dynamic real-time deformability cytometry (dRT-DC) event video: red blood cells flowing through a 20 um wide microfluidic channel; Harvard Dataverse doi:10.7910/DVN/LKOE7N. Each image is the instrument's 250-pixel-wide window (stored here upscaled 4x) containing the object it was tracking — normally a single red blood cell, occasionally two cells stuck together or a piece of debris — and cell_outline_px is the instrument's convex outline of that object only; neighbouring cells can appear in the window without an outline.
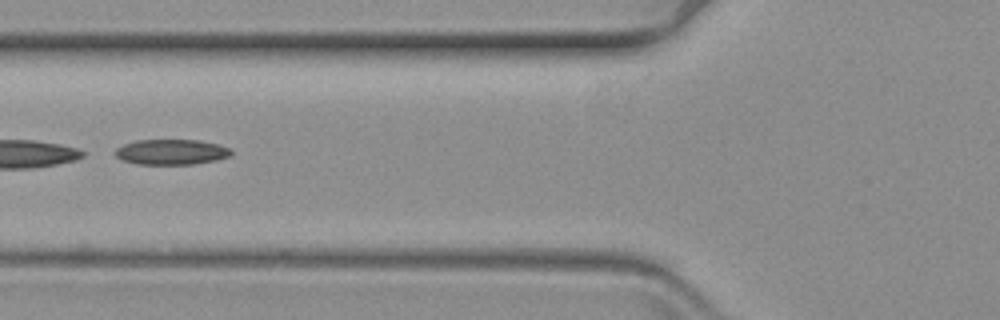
{"species": "common noctule bat (a hibernating species)", "species_latin": "Nyctalus noctula", "temperature_condition": "warm", "stored_images_in_passage": 52, "segment_of_instrument_passage": [2, 2], "camera_frame_rate_fps": 3000, "um_per_image_px": 0.085, "animal": {"sex": "female", "body_mass_g": 19.3, "forearm_length_mm": 54.1}, "frame": {"image": 1, "passage_image": 18, "time_ms": 5.667, "image_size_px": [1000, 320], "cell_outline_px": [[232, 156], [216, 160], [192, 164], [136, 164], [120, 160], [112, 152], [116, 148], [124, 144], [136, 140], [200, 140], [220, 144], [232, 148]], "centroid_in_image_um": [14.57, 12.91], "position_along_channel_um": 111.2, "area_um2": 17.46}}
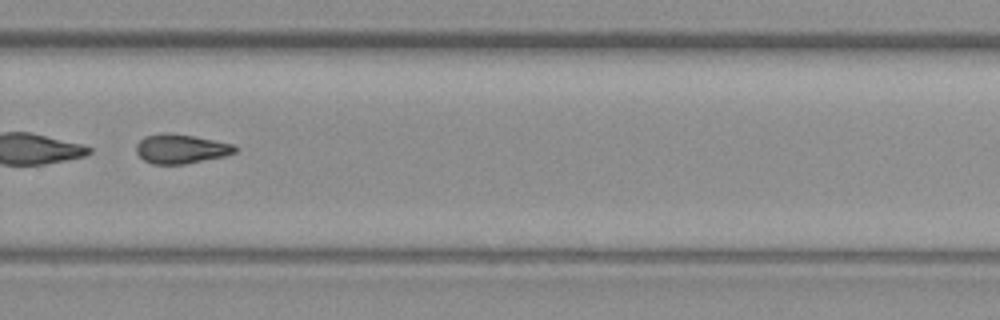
{"frame": {"image": 2, "passage_image": 36, "time_ms": 11.667, "image_size_px": [1000, 320], "cell_outline_px": [[236, 152], [224, 156], [184, 164], [152, 164], [144, 160], [136, 152], [136, 144], [144, 136], [160, 132], [168, 132], [192, 136], [232, 144], [236, 148]], "centroid_in_image_um": [15.32, 12.64], "position_along_channel_um": 314.5, "area_um2": 16.76}}